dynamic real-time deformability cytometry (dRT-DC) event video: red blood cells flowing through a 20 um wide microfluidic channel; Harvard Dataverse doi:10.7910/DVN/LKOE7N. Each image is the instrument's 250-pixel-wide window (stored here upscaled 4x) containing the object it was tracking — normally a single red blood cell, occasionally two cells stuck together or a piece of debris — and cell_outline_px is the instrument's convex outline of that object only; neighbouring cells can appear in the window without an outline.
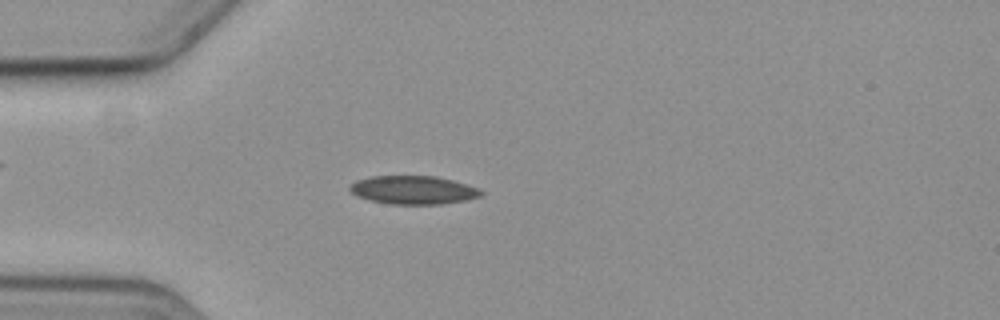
{"species": "common noctule bat (a hibernating species)", "species_latin": "Nyctalus noctula", "temperature_condition": "cold", "stored_images_in_passage": 3, "camera_frame_rate_fps": 3000, "um_per_image_px": 0.085, "animal": {"sex": "female", "body_mass_g": 19.3, "forearm_length_mm": 54.1}, "frame": {"image": 1, "passage_image": 3, "time_ms": 3.333, "image_size_px": [1000, 320], "cell_outline_px": [[484, 192], [480, 196], [464, 200], [440, 204], [388, 204], [368, 200], [356, 196], [348, 188], [356, 180], [372, 176], [436, 176], [452, 180], [476, 188]], "centroid_in_image_um": [35.07, 16.15], "position_along_channel_um": 49.9, "area_um2": 21.56}}